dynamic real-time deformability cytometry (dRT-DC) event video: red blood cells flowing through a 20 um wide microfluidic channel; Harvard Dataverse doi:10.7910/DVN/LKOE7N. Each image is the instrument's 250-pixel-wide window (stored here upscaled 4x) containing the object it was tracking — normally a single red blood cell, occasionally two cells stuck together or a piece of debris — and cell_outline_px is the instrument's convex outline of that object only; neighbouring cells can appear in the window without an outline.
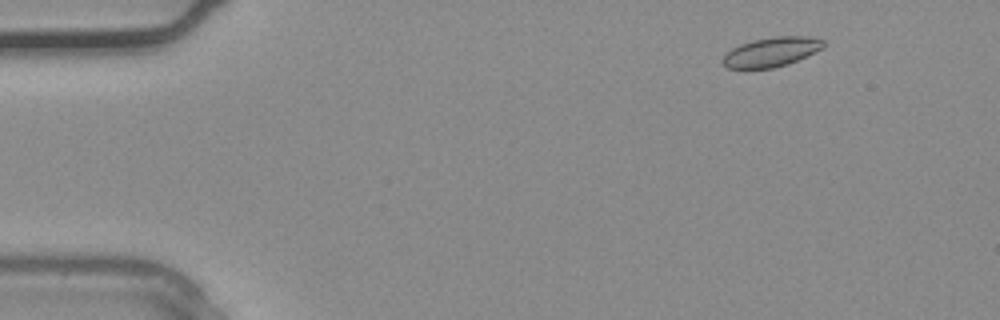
{"species": "common noctule bat (a hibernating species)", "species_latin": "Nyctalus noctula", "temperature_condition": "warm", "stored_images_in_passage": 33, "camera_frame_rate_fps": 3000, "um_per_image_px": 0.085, "animal": {"sex": "male", "body_mass_g": 20.4}, "frame": {"image": 1, "passage_image": 1, "time_ms": 0.0, "image_size_px": [1000, 320], "cell_outline_px": [[824, 48], [788, 64], [772, 68], [728, 68], [720, 60], [732, 48], [740, 44], [752, 40], [776, 36], [808, 36], [824, 40]], "centroid_in_image_um": [65.58, 4.41], "position_along_channel_um": 19.4, "area_um2": 17.22}}
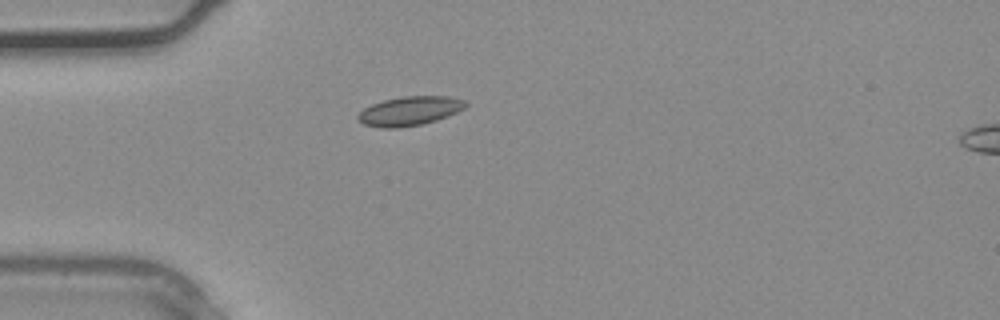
{"frame": {"image": 2, "passage_image": 7, "time_ms": 2.0, "image_size_px": [1000, 320], "cell_outline_px": [[468, 104], [464, 108], [448, 116], [436, 120], [420, 124], [400, 128], [380, 128], [364, 124], [356, 120], [356, 116], [364, 108], [372, 104], [384, 100], [404, 96], [448, 96], [464, 100]], "centroid_in_image_um": [34.79, 9.44], "position_along_channel_um": 50.2, "area_um2": 18.26}}
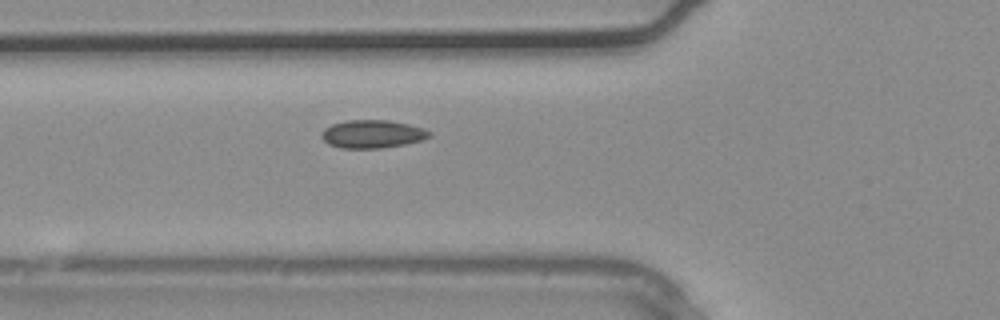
{"frame": {"image": 3, "passage_image": 10, "time_ms": 3.0, "image_size_px": [1000, 320], "cell_outline_px": [[432, 136], [420, 140], [404, 144], [380, 148], [340, 148], [328, 144], [320, 136], [320, 132], [324, 128], [332, 124], [348, 120], [388, 120], [408, 124], [424, 128], [432, 132]], "centroid_in_image_um": [31.63, 11.39], "position_along_channel_um": 94.2, "area_um2": 17.69}}